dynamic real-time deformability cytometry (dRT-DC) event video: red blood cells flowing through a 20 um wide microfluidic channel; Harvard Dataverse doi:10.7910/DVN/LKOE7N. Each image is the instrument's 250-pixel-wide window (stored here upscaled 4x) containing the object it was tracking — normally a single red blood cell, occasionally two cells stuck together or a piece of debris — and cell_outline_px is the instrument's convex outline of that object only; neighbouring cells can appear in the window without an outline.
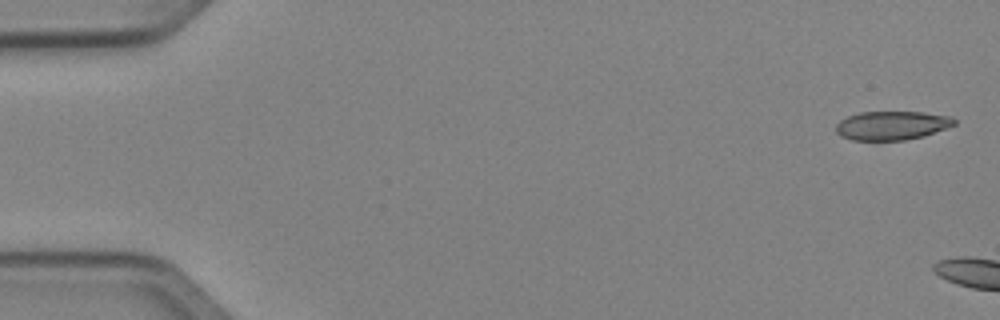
{"species": "Egyptian fruit bat (a non-hibernating species)", "species_latin": "Rousettus aegyptiacus", "temperature_condition": "cold", "stored_images_in_passage": 9, "camera_frame_rate_fps": 3000, "um_per_image_px": 0.085, "animal": {"sex": "female"}, "frame": {"image": 1, "passage_image": 1, "time_ms": 0.0, "image_size_px": [1000, 320], "cell_outline_px": [[956, 124], [924, 136], [904, 140], [852, 140], [840, 136], [836, 132], [836, 124], [840, 120], [848, 116], [860, 112], [924, 112], [952, 116], [956, 120]], "centroid_in_image_um": [75.81, 10.66], "position_along_channel_um": 9.2, "area_um2": 19.94}}